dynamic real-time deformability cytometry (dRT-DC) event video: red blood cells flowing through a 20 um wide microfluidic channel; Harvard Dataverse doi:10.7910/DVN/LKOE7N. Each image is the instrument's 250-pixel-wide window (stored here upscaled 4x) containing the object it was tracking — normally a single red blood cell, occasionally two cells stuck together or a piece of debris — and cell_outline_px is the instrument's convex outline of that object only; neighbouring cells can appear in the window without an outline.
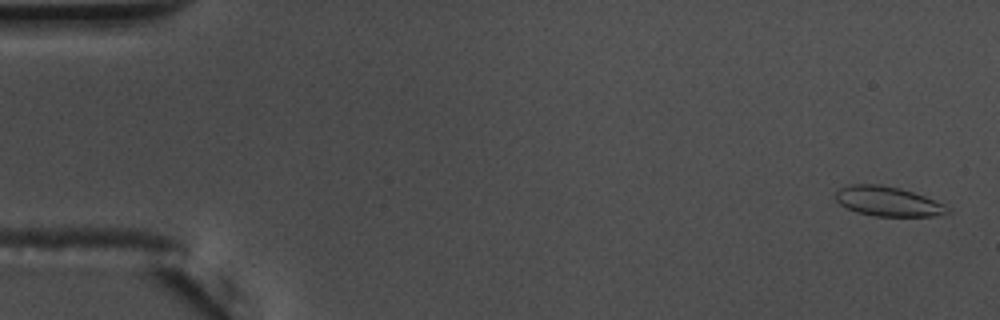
{"species": "common noctule bat (a hibernating species)", "species_latin": "Nyctalus noctula", "temperature_condition": "warm", "stored_images_in_passage": 44, "camera_frame_rate_fps": 3000, "um_per_image_px": 0.085, "animal": {"sex": "male", "body_mass_g": 17.5, "forearm_length_mm": 52.3}, "frame": {"image": 1, "passage_image": 2, "time_ms": 0.333, "image_size_px": [1000, 320], "cell_outline_px": [[952, 212], [936, 216], [876, 216], [856, 212], [840, 204], [836, 200], [836, 192], [840, 188], [852, 184], [880, 184], [900, 188], [924, 196], [944, 204], [952, 208]], "centroid_in_image_um": [75.51, 17.12], "position_along_channel_um": 9.5, "area_um2": 19.36}}
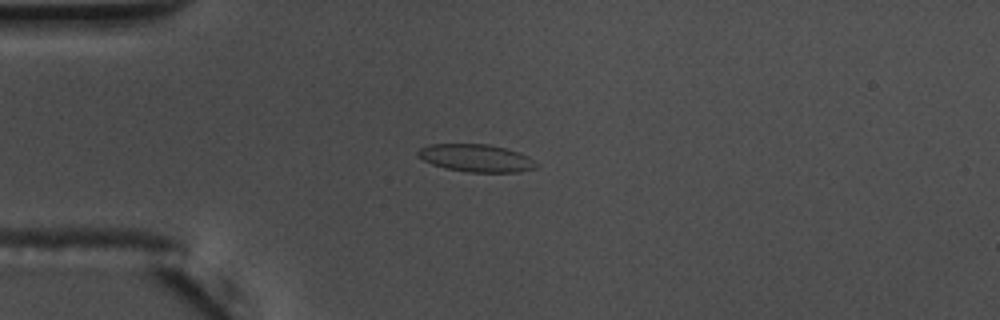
{"frame": {"image": 2, "passage_image": 15, "time_ms": 4.667, "image_size_px": [1000, 320], "cell_outline_px": [[540, 164], [536, 168], [520, 172], [468, 172], [444, 168], [432, 164], [416, 156], [416, 152], [420, 148], [432, 144], [488, 144], [520, 152], [528, 156]], "centroid_in_image_um": [40.49, 13.44], "position_along_channel_um": 44.5, "area_um2": 19.19}}
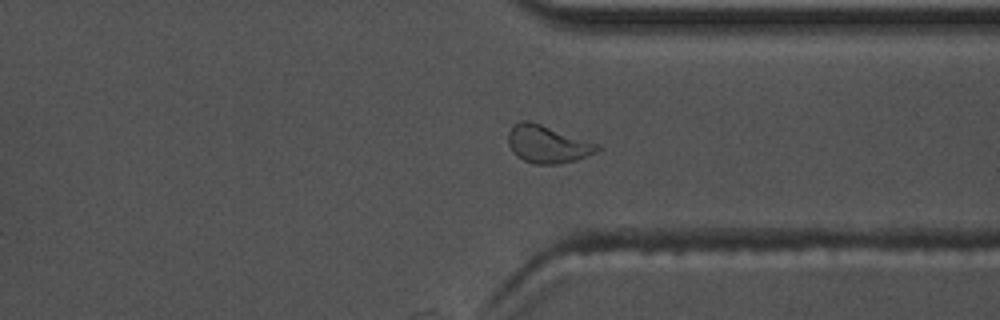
{"frame": {"image": 3, "passage_image": 43, "time_ms": 14.0, "image_size_px": [1000, 320], "cell_outline_px": [[604, 148], [596, 152], [576, 160], [556, 164], [532, 164], [516, 156], [512, 152], [508, 144], [508, 132], [512, 124], [520, 120], [528, 120], [600, 144]], "centroid_in_image_um": [46.52, 12.25], "position_along_channel_um": 364.9, "area_um2": 19.71}, "authors_computed_cell_mechanics": {"area_um2": 18.6983, "velocity_mm_per_s": 3.65, "shape_relaxation_time_tau1_ms": 8.3254, "shape_relaxation_time_tau2_ms": 0.8911, "deformation_change_tau1": 0.1742, "deformation_change_tau2": 0.072}}